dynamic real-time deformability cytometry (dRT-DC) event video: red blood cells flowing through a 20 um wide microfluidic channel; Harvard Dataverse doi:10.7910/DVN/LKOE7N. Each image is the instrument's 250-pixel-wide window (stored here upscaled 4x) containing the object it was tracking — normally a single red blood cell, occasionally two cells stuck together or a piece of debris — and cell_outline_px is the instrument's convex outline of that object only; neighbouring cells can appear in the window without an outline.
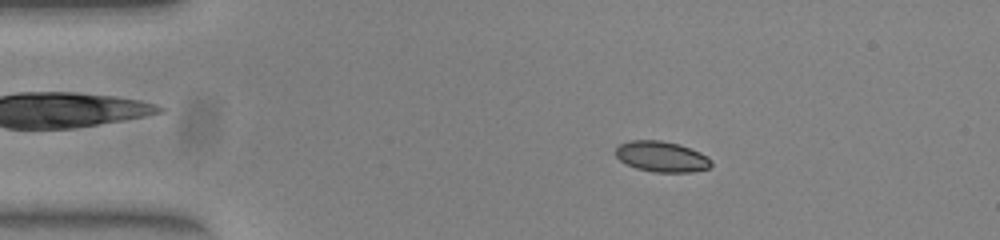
{"species": "common noctule bat (a hibernating species)", "species_latin": "Nyctalus noctula", "temperature_condition": "warm", "stored_images_in_passage": 52, "camera_frame_rate_fps": 3000, "um_per_image_px": 0.085, "animal": {"sex": "female", "body_mass_g": 23.0, "forearm_length_mm": 53.4}, "frame": {"image": 1, "passage_image": 9, "time_ms": 2.667, "image_size_px": [1000, 240], "cell_outline_px": [[712, 164], [708, 168], [692, 172], [652, 172], [636, 168], [620, 160], [616, 156], [616, 148], [620, 144], [628, 140], [660, 140], [680, 144], [700, 152], [708, 156], [712, 160]], "centroid_in_image_um": [56.26, 13.31], "position_along_channel_um": 28.7, "area_um2": 17.17}}
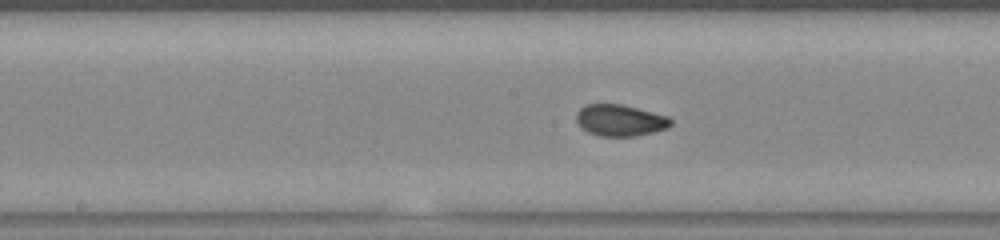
{"frame": {"image": 2, "passage_image": 26, "time_ms": 8.333, "image_size_px": [1000, 240], "cell_outline_px": [[672, 124], [668, 128], [636, 136], [600, 136], [588, 132], [576, 120], [576, 112], [584, 104], [620, 104], [668, 116], [672, 120]], "centroid_in_image_um": [52.71, 10.22], "position_along_channel_um": 195.5, "area_um2": 17.22}}
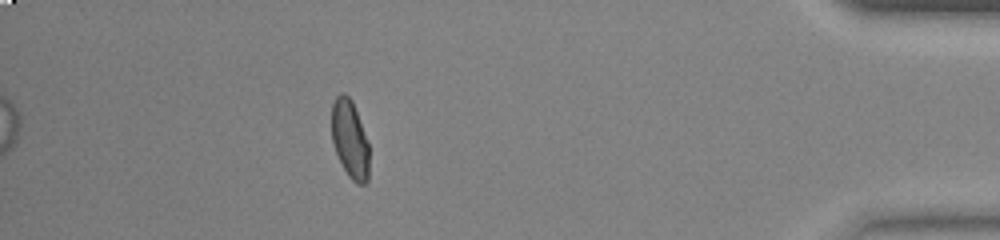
{"frame": {"image": 3, "passage_image": 46, "time_ms": 15.0, "image_size_px": [1000, 240], "cell_outline_px": [[368, 180], [364, 184], [356, 184], [348, 176], [336, 152], [332, 140], [332, 104], [336, 96], [340, 92], [344, 92], [352, 100], [368, 144]], "centroid_in_image_um": [29.73, 11.82], "position_along_channel_um": 405.5, "area_um2": 16.82}}